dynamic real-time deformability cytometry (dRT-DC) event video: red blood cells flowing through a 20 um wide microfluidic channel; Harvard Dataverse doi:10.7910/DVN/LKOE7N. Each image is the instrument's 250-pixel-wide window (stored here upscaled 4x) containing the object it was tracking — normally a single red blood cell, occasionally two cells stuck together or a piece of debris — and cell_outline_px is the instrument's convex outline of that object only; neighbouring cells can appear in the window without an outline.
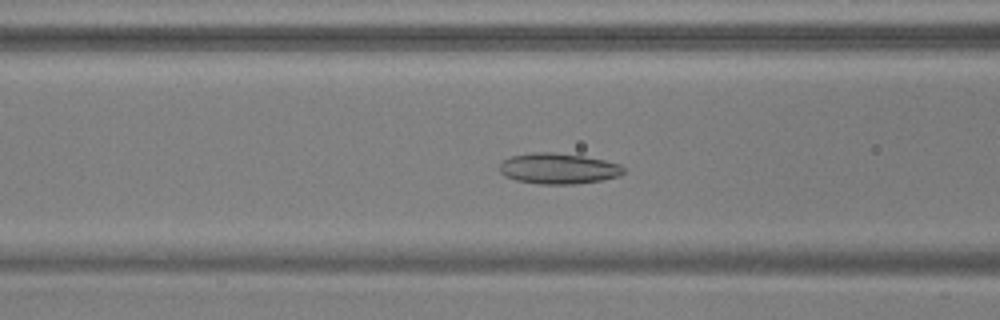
{"species": "common noctule bat (a hibernating species)", "species_latin": "Nyctalus noctula", "temperature_condition": "warm", "stored_images_in_passage": 49, "camera_frame_rate_fps": 3000, "um_per_image_px": 0.085, "animal": {"sex": "male", "body_mass_g": 17.9, "forearm_length_mm": 54.2}, "frame": {"image": 1, "passage_image": 17, "time_ms": 5.333, "image_size_px": [1000, 320], "cell_outline_px": [[624, 172], [620, 176], [600, 180], [576, 184], [540, 184], [516, 180], [504, 176], [500, 172], [500, 164], [504, 160], [512, 156], [536, 152], [552, 152], [584, 156], [604, 160], [620, 164], [624, 168]], "centroid_in_image_um": [47.47, 14.33], "position_along_channel_um": 119.1, "area_um2": 22.14}}
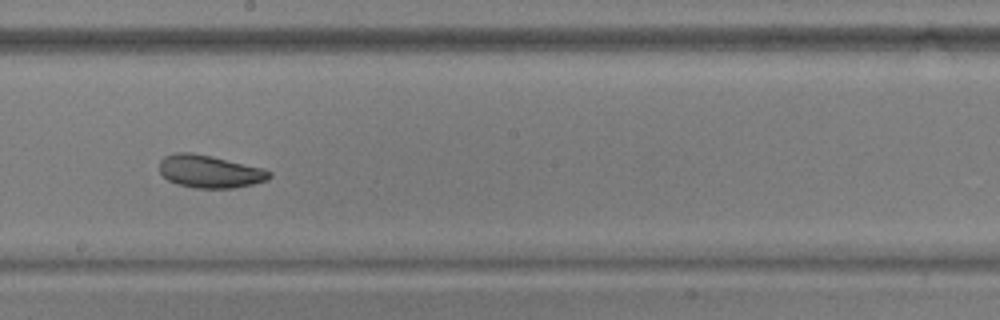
{"frame": {"image": 2, "passage_image": 26, "time_ms": 8.333, "image_size_px": [1000, 320], "cell_outline_px": [[272, 176], [268, 180], [252, 184], [232, 188], [196, 188], [176, 184], [168, 180], [160, 172], [160, 160], [164, 156], [176, 152], [192, 152], [212, 156], [264, 168], [272, 172]], "centroid_in_image_um": [17.84, 14.57], "position_along_channel_um": 230.4, "area_um2": 21.1}}
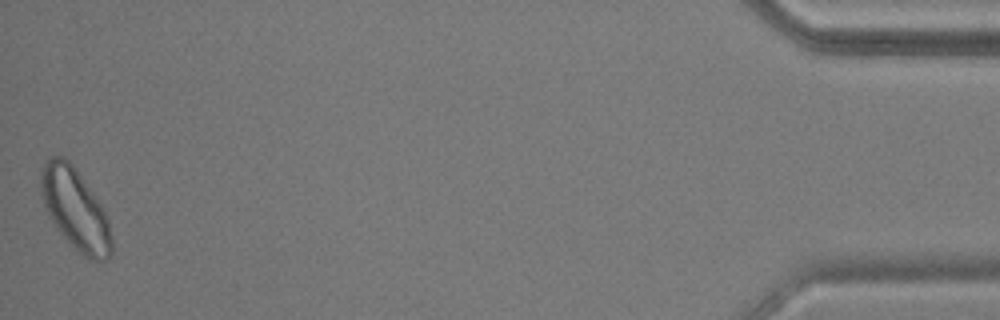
{"frame": {"image": 3, "passage_image": 49, "time_ms": 16.0, "image_size_px": [1000, 320], "cell_outline_px": [[112, 256], [104, 260], [92, 260], [84, 256], [68, 244], [48, 216], [40, 192], [40, 172], [44, 164], [52, 156], [64, 156], [72, 164], [104, 208], [108, 220], [112, 236]], "centroid_in_image_um": [6.4, 17.81], "position_along_channel_um": 428.8, "area_um2": 33.64}, "authors_computed_cell_mechanics": {"area_um2": 23.3512, "velocity_mm_per_s": 3.7143, "shape_relaxation_time_tau1_ms": 3.9997, "shape_relaxation_time_tau2_ms": 3.0143, "deformation_change_tau1": 0.0785, "deformation_change_tau2": 0.0968}}